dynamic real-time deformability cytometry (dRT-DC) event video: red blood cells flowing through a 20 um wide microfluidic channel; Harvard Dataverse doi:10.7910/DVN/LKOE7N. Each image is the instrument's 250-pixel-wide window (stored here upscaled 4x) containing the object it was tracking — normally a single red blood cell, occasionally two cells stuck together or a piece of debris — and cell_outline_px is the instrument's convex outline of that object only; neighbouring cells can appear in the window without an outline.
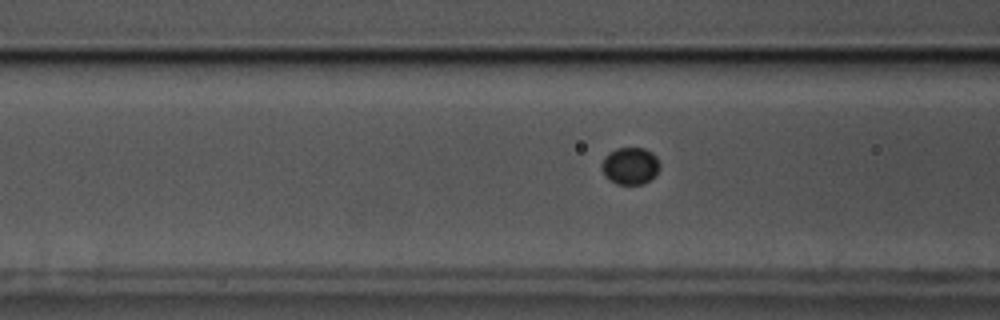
{"species": "common noctule bat (a hibernating species)", "species_latin": "Nyctalus noctula", "temperature_condition": "cold", "stored_images_in_passage": 60, "camera_frame_rate_fps": 3000, "um_per_image_px": 0.085, "animal": {"sex": "male", "body_mass_g": 17.5, "forearm_length_mm": 52.3}, "frame": {"image": 1, "passage_image": 24, "time_ms": 7.667, "image_size_px": [1000, 320], "cell_outline_px": [[660, 168], [652, 180], [644, 184], [616, 184], [604, 176], [600, 168], [600, 164], [604, 156], [608, 152], [616, 148], [644, 148], [652, 152], [656, 156], [660, 164]], "centroid_in_image_um": [53.55, 14.1], "position_along_channel_um": 113.1, "area_um2": 12.95}}
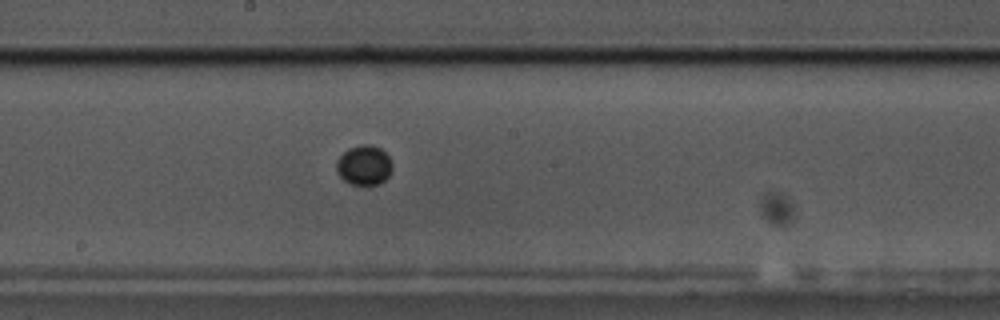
{"frame": {"image": 2, "passage_image": 33, "time_ms": 10.667, "image_size_px": [1000, 320], "cell_outline_px": [[392, 168], [388, 176], [380, 184], [352, 184], [344, 180], [336, 172], [336, 160], [348, 148], [364, 144], [372, 144], [380, 148], [388, 156], [392, 164]], "centroid_in_image_um": [30.93, 14.03], "position_along_channel_um": 217.3, "area_um2": 12.89}}
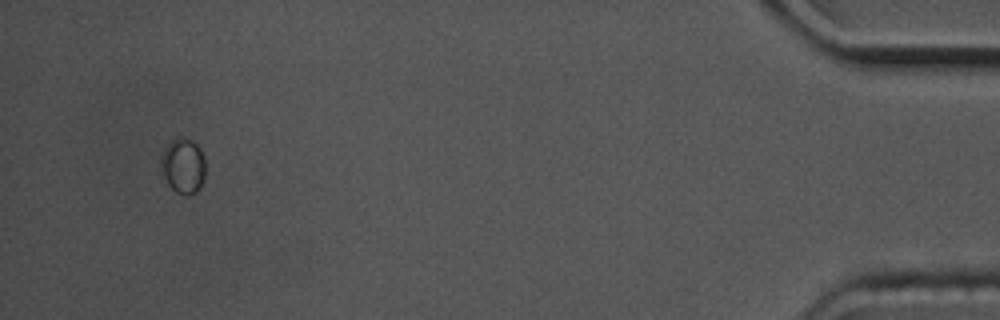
{"frame": {"image": 3, "passage_image": 57, "time_ms": 18.667, "image_size_px": [1000, 320], "cell_outline_px": [[204, 180], [196, 192], [188, 196], [184, 196], [176, 192], [168, 184], [160, 168], [160, 156], [164, 148], [176, 136], [180, 136], [192, 140], [200, 148], [204, 156]], "centroid_in_image_um": [15.55, 14.08], "position_along_channel_um": 419.6, "area_um2": 14.57}}